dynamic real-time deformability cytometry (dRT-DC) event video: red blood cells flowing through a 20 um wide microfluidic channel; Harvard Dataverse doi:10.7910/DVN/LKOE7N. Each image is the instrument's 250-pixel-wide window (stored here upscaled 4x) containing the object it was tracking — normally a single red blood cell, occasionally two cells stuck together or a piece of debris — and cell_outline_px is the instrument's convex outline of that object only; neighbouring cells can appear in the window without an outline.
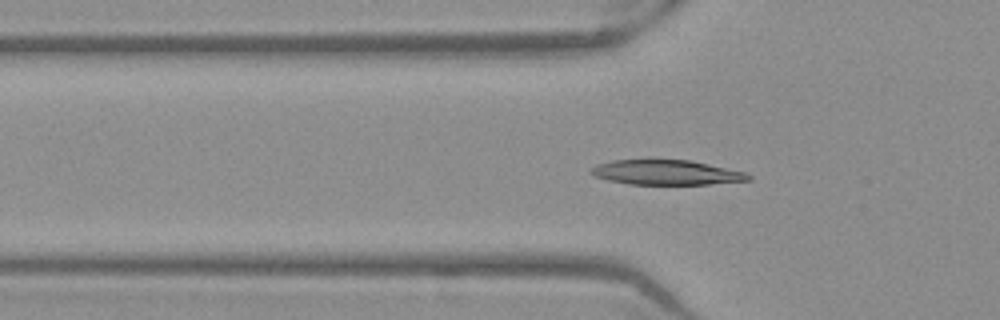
{"species": "Egyptian fruit bat (a non-hibernating species)", "species_latin": "Rousettus aegyptiacus", "temperature_condition": "warm", "stored_images_in_passage": 38, "camera_frame_rate_fps": 3000, "um_per_image_px": 0.085, "frame": {"image": 1, "passage_image": 3, "time_ms": 0.667, "image_size_px": [1000, 320], "cell_outline_px": [[752, 180], [708, 184], [628, 184], [608, 180], [596, 176], [588, 172], [596, 164], [612, 160], [648, 156], [692, 160], [748, 172], [752, 176]], "centroid_in_image_um": [56.62, 14.6], "position_along_channel_um": 69.2, "area_um2": 24.04}}
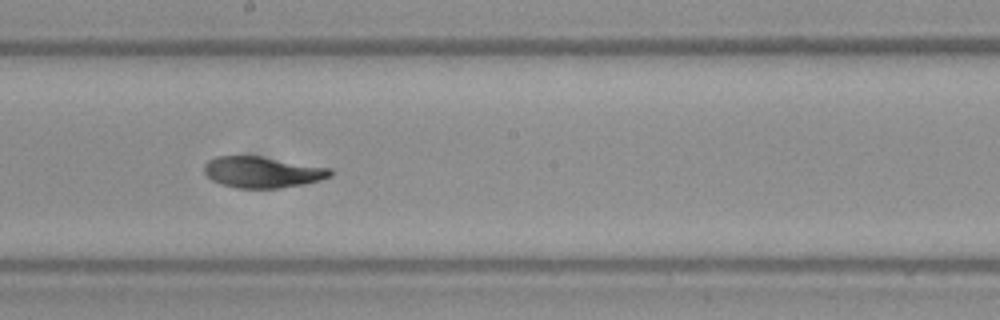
{"frame": {"image": 2, "passage_image": 15, "time_ms": 4.667, "image_size_px": [1000, 320], "cell_outline_px": [[332, 176], [320, 180], [304, 184], [280, 188], [236, 188], [220, 184], [212, 180], [204, 172], [204, 164], [208, 160], [216, 156], [260, 156], [332, 168]], "centroid_in_image_um": [22.3, 14.63], "position_along_channel_um": 225.9, "area_um2": 23.0}}
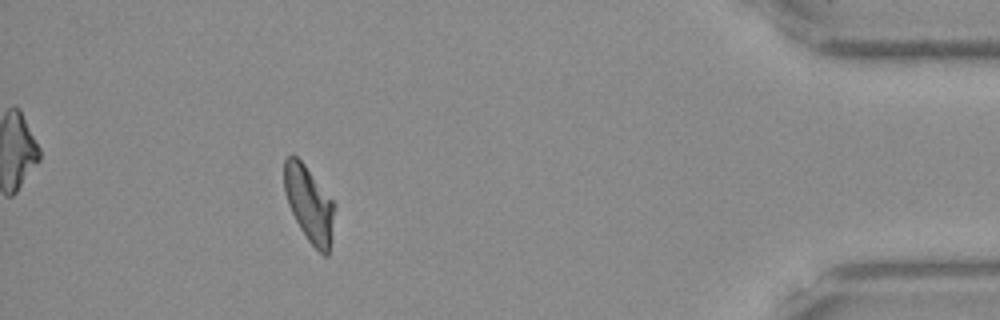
{"frame": {"image": 3, "passage_image": 33, "time_ms": 10.667, "image_size_px": [1000, 320], "cell_outline_px": [[336, 204], [332, 240], [328, 256], [324, 256], [308, 240], [300, 228], [288, 204], [284, 192], [284, 160], [288, 156], [296, 156], [304, 164]], "centroid_in_image_um": [26.31, 17.37], "position_along_channel_um": 408.9, "area_um2": 22.25}, "authors_computed_cell_mechanics": {"area_um2": 22.6865, "velocity_mm_per_s": 3.9134, "shape_relaxation_time_tau1_ms": 5.8759, "shape_relaxation_time_tau2_ms": 3.681, "deformation_change_tau1": 0.1767, "deformation_change_tau2": 0.0763}}